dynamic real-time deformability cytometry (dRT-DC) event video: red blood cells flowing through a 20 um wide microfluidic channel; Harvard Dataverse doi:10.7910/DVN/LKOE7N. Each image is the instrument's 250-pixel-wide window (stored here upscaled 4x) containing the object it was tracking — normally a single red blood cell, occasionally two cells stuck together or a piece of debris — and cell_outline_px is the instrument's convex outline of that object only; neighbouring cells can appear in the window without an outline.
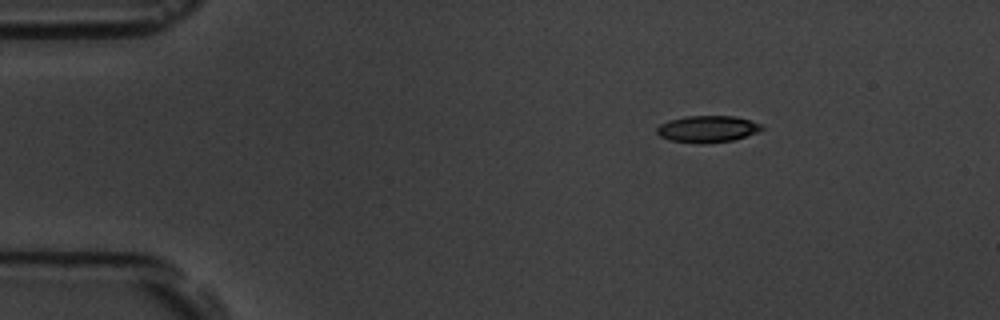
{"species": "common noctule bat (a hibernating species)", "species_latin": "Nyctalus noctula", "temperature_condition": "room temperature", "stored_images_in_passage": 6, "camera_frame_rate_fps": 3000, "um_per_image_px": 0.085, "animal": {"sex": "male", "body_mass_g": 19.5, "forearm_length_mm": 54.6}, "frame": {"image": 1, "passage_image": 1, "time_ms": 0.0, "image_size_px": [1000, 320], "cell_outline_px": [[764, 128], [760, 132], [732, 140], [704, 144], [696, 144], [672, 140], [660, 136], [656, 132], [656, 128], [660, 124], [668, 120], [684, 116], [736, 116], [760, 124]], "centroid_in_image_um": [60.12, 10.96], "position_along_channel_um": 24.9, "area_um2": 16.42}}
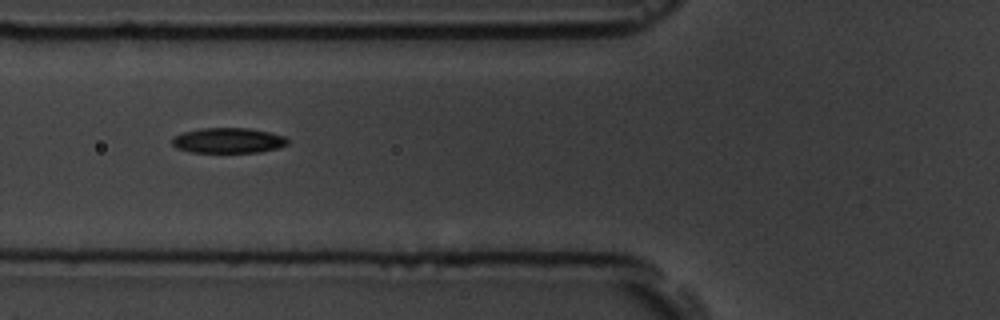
{"frame": {"image": 2, "passage_image": 5, "time_ms": 4.333, "image_size_px": [1000, 320], "cell_outline_px": [[288, 144], [280, 148], [260, 152], [188, 152], [176, 148], [172, 144], [172, 140], [176, 136], [184, 132], [200, 128], [248, 128], [268, 132], [284, 136], [288, 140]], "centroid_in_image_um": [19.41, 11.95], "position_along_channel_um": 106.4, "area_um2": 16.99}}
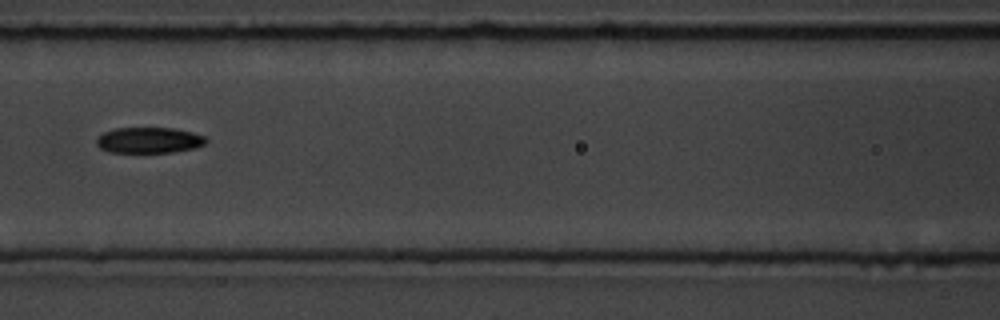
{"frame": {"image": 3, "passage_image": 6, "time_ms": 5.667, "image_size_px": [1000, 320], "cell_outline_px": [[208, 140], [204, 144], [196, 148], [172, 152], [108, 152], [100, 148], [96, 144], [96, 136], [104, 132], [116, 128], [176, 128], [192, 132], [204, 136]], "centroid_in_image_um": [12.65, 11.91], "position_along_channel_um": 153.9, "area_um2": 16.59}}